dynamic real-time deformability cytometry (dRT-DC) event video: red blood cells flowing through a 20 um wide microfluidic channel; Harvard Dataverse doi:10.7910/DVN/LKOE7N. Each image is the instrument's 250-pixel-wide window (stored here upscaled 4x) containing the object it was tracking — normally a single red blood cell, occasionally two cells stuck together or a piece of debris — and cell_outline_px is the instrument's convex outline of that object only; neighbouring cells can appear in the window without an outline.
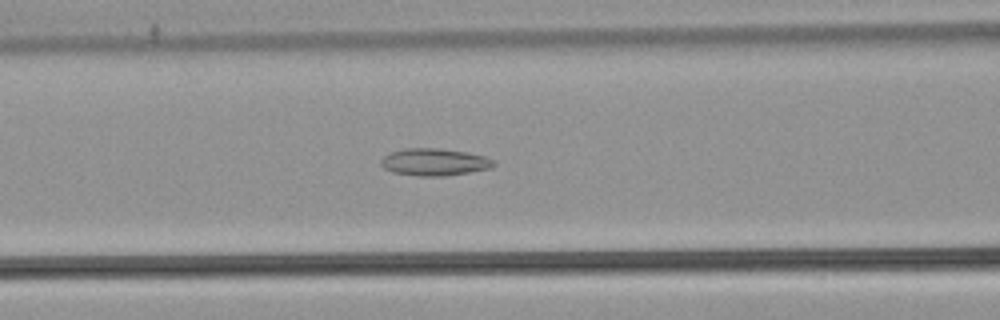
{"species": "common noctule bat (a hibernating species)", "species_latin": "Nyctalus noctula", "temperature_condition": "warm", "stored_images_in_passage": 37, "camera_frame_rate_fps": 3000, "um_per_image_px": 0.085, "animal": {"sex": "male", "body_mass_g": 21.5, "forearm_length_mm": 52.0}, "frame": {"image": 1, "passage_image": 13, "time_ms": 4.0, "image_size_px": [1000, 320], "cell_outline_px": [[496, 164], [492, 168], [444, 176], [416, 176], [392, 172], [384, 168], [380, 164], [380, 160], [388, 152], [404, 148], [440, 148], [468, 152], [484, 156], [496, 160]], "centroid_in_image_um": [36.92, 13.76], "position_along_channel_um": 129.7, "area_um2": 18.15}}
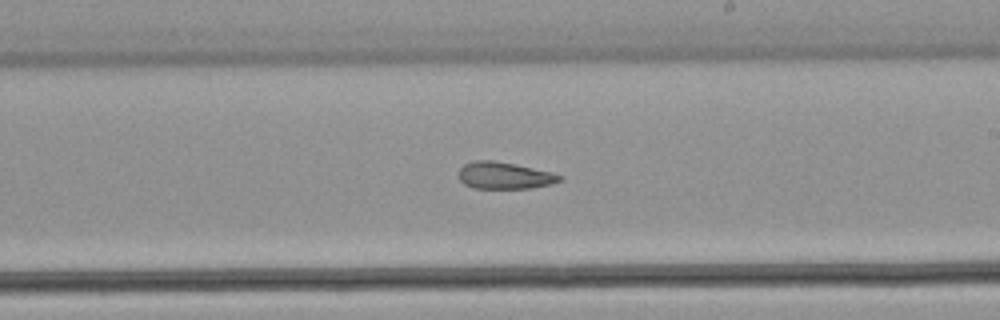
{"frame": {"image": 2, "passage_image": 22, "time_ms": 7.0, "image_size_px": [1000, 320], "cell_outline_px": [[564, 180], [552, 184], [532, 188], [472, 188], [464, 184], [460, 180], [460, 168], [464, 164], [476, 160], [492, 160], [516, 164], [552, 172], [564, 176]], "centroid_in_image_um": [42.93, 14.92], "position_along_channel_um": 246.1, "area_um2": 15.95}}
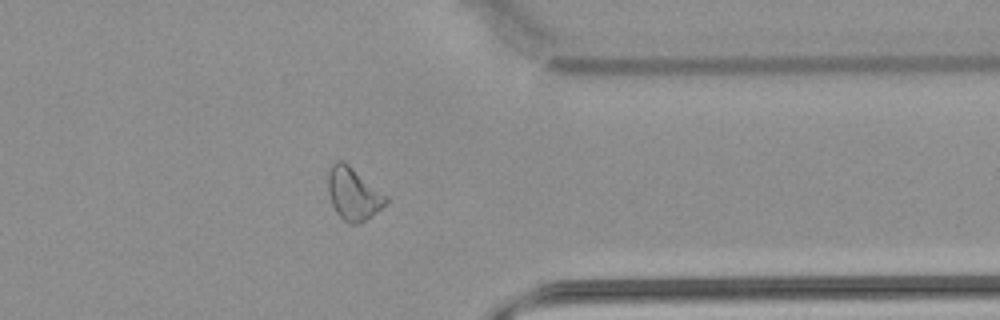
{"frame": {"image": 3, "passage_image": 33, "time_ms": 10.667, "image_size_px": [1000, 320], "cell_outline_px": [[388, 200], [380, 208], [360, 224], [348, 224], [336, 212], [332, 204], [328, 192], [328, 172], [332, 164], [336, 160], [344, 160], [388, 196]], "centroid_in_image_um": [30.02, 16.45], "position_along_channel_um": 381.4, "area_um2": 17.69}}